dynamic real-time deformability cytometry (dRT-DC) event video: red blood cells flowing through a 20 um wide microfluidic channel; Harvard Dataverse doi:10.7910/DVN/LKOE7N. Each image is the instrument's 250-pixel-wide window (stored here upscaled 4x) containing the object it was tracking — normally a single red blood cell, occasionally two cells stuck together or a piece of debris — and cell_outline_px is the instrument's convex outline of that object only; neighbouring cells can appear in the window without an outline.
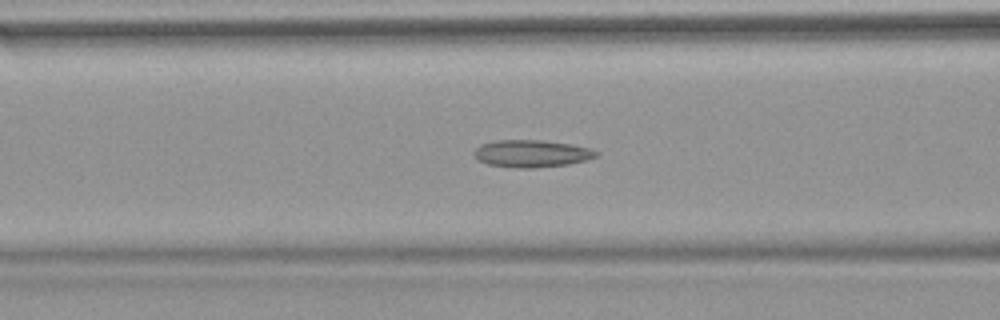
{"species": "common noctule bat (a hibernating species)", "species_latin": "Nyctalus noctula", "temperature_condition": "warm", "stored_images_in_passage": 53, "camera_frame_rate_fps": 3000, "um_per_image_px": 0.085, "animal": {"sex": "female", "body_mass_g": 18.4}, "frame": {"image": 1, "passage_image": 21, "time_ms": 6.667, "image_size_px": [1000, 320], "cell_outline_px": [[600, 156], [588, 160], [568, 164], [532, 168], [516, 168], [488, 164], [476, 160], [472, 156], [472, 152], [480, 144], [496, 140], [540, 140], [572, 144], [588, 148], [600, 152]], "centroid_in_image_um": [45.17, 13.05], "position_along_channel_um": 121.4, "area_um2": 19.71}}
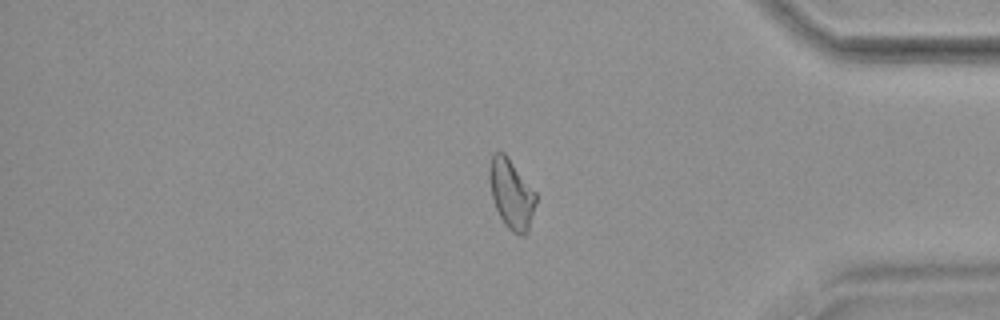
{"frame": {"image": 2, "passage_image": 44, "time_ms": 14.333, "image_size_px": [1000, 320], "cell_outline_px": [[536, 204], [528, 232], [524, 236], [520, 236], [512, 232], [504, 224], [496, 208], [492, 196], [488, 176], [488, 168], [492, 152], [504, 152], [508, 156], [536, 192]], "centroid_in_image_um": [43.46, 16.47], "position_along_channel_um": 391.7, "area_um2": 19.13}}
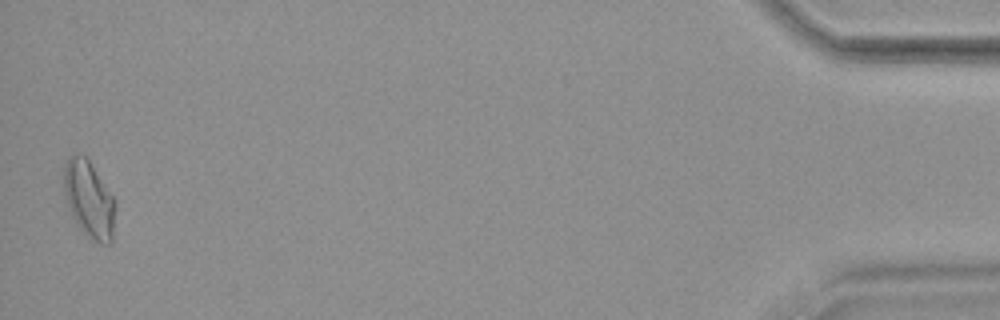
{"frame": {"image": 3, "passage_image": 52, "time_ms": 17.0, "image_size_px": [1000, 320], "cell_outline_px": [[116, 208], [112, 240], [108, 244], [100, 244], [92, 240], [76, 224], [72, 216], [64, 192], [64, 164], [68, 156], [84, 156], [88, 160], [112, 196], [116, 204]], "centroid_in_image_um": [7.57, 16.99], "position_along_channel_um": 427.6, "area_um2": 22.66}, "authors_computed_cell_mechanics": {"area_um2": 19.363, "velocity_mm_per_s": 3.8264, "shape_relaxation_time_tau1_ms": null, "shape_relaxation_time_tau2_ms": 3.2219, "deformation_change_tau1": null, "deformation_change_tau2": 0.1135}}